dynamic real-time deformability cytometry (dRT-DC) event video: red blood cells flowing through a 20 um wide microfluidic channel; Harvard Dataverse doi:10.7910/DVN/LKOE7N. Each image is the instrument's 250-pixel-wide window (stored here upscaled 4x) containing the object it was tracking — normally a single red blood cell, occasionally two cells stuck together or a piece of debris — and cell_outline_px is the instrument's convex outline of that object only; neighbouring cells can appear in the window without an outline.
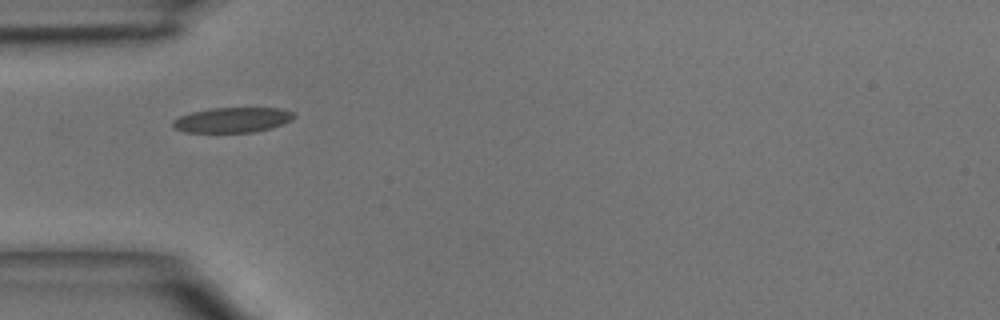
{"species": "common noctule bat (a hibernating species)", "species_latin": "Nyctalus noctula", "temperature_condition": "room temperature", "stored_images_in_passage": 5, "camera_frame_rate_fps": 3000, "um_per_image_px": 0.085, "animal": {"sex": "male", "body_mass_g": 15.6}, "frame": {"image": 1, "passage_image": 3, "time_ms": 3.333, "image_size_px": [1000, 320], "cell_outline_px": [[296, 116], [292, 120], [284, 124], [272, 128], [252, 132], [184, 132], [172, 128], [172, 120], [180, 116], [192, 112], [212, 108], [280, 108], [292, 112]], "centroid_in_image_um": [19.75, 10.2], "position_along_channel_um": 65.2, "area_um2": 17.8}}
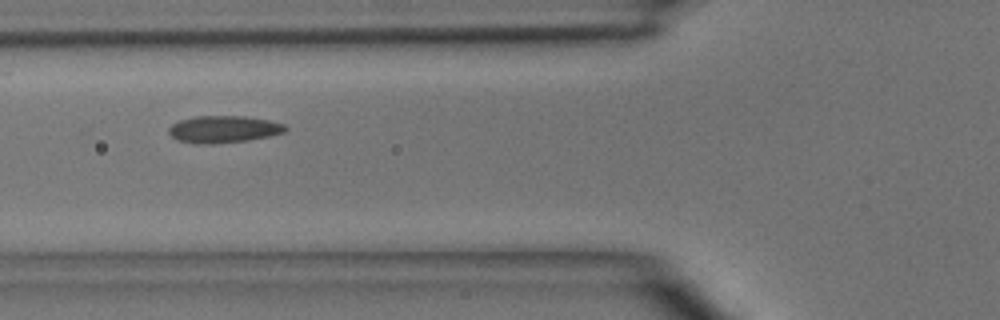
{"frame": {"image": 2, "passage_image": 4, "time_ms": 4.333, "image_size_px": [1000, 320], "cell_outline_px": [[288, 128], [284, 132], [268, 136], [248, 140], [212, 144], [196, 144], [176, 140], [168, 132], [168, 128], [172, 124], [180, 120], [196, 116], [244, 116], [268, 120], [284, 124]], "centroid_in_image_um": [18.97, 10.99], "position_along_channel_um": 106.8, "area_um2": 18.38}}